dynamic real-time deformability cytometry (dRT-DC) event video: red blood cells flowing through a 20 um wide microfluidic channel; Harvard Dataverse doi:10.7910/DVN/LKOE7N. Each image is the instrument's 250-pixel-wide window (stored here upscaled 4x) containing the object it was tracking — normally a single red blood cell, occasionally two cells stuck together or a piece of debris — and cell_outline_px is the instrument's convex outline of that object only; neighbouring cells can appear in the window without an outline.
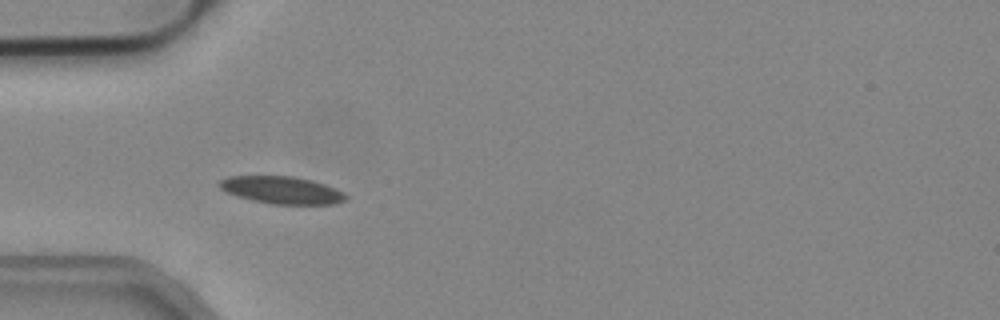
{"species": "common noctule bat (a hibernating species)", "species_latin": "Nyctalus noctula", "temperature_condition": "cold", "stored_images_in_passage": 37, "camera_frame_rate_fps": 3000, "um_per_image_px": 0.085, "animal": {"sex": "male", "body_mass_g": 19.2, "forearm_length_mm": 51.8}, "frame": {"image": 1, "passage_image": 1, "time_ms": 0.0, "image_size_px": [1000, 320], "cell_outline_px": [[348, 196], [344, 200], [332, 204], [272, 204], [252, 200], [228, 192], [220, 188], [216, 184], [220, 180], [228, 176], [292, 176], [312, 180], [324, 184], [344, 192]], "centroid_in_image_um": [23.94, 16.15], "position_along_channel_um": 61.1, "area_um2": 20.0}}
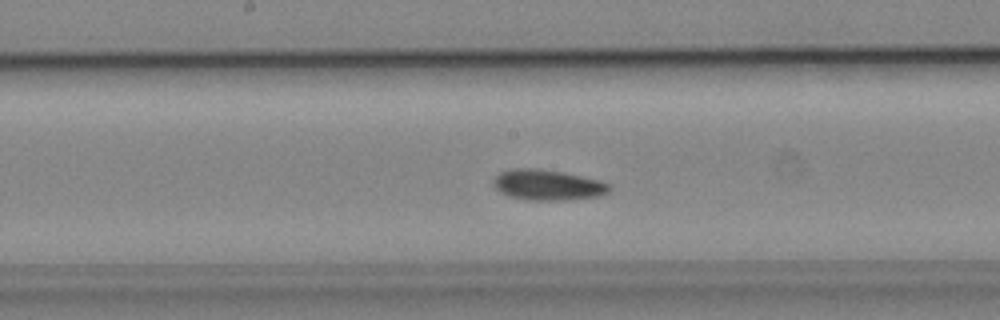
{"frame": {"image": 2, "passage_image": 12, "time_ms": 3.667, "image_size_px": [1000, 320], "cell_outline_px": [[612, 188], [608, 192], [600, 196], [564, 200], [528, 200], [508, 196], [500, 192], [492, 184], [492, 180], [500, 172], [512, 168], [536, 168], [564, 172], [600, 180], [608, 184]], "centroid_in_image_um": [46.53, 15.71], "position_along_channel_um": 201.7, "area_um2": 20.81}}
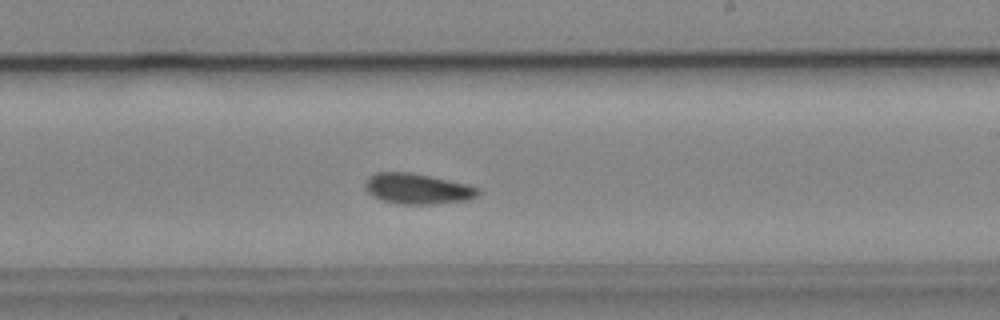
{"frame": {"image": 3, "passage_image": 16, "time_ms": 5.0, "image_size_px": [1000, 320], "cell_outline_px": [[480, 192], [476, 196], [468, 200], [432, 204], [396, 204], [380, 200], [372, 196], [364, 188], [364, 184], [368, 176], [376, 172], [408, 172], [468, 184], [480, 188]], "centroid_in_image_um": [35.44, 16.05], "position_along_channel_um": 253.6, "area_um2": 20.23}, "authors_computed_cell_mechanics": {"area_um2": 19.4786, "velocity_mm_per_s": 3.9068, "shape_relaxation_time_tau1_ms": 3.8898, "shape_relaxation_time_tau2_ms": 7.364, "deformation_change_tau1": 0.1003, "deformation_change_tau2": 0.1105}}